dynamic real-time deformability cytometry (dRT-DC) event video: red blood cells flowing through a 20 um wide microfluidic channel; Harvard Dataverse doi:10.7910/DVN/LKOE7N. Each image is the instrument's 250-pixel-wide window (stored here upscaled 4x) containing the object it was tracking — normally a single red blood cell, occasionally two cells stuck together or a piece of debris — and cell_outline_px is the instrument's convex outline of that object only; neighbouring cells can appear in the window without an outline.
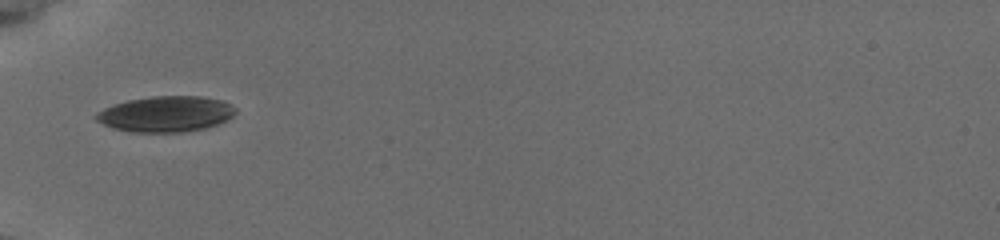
{"species": "common noctule bat (a hibernating species)", "species_latin": "Nyctalus noctula", "temperature_condition": "cold", "stored_images_in_passage": 26, "camera_frame_rate_fps": 3000, "um_per_image_px": 0.085, "animal": {"sex": "female", "body_mass_g": 19.5, "forearm_length_mm": 54.1}, "frame": {"image": 1, "passage_image": 1, "time_ms": 0.0, "image_size_px": [1000, 240], "cell_outline_px": [[236, 112], [228, 120], [220, 124], [208, 128], [184, 132], [132, 132], [112, 128], [96, 120], [92, 116], [104, 108], [128, 100], [152, 96], [200, 96], [220, 100], [232, 104], [236, 108]], "centroid_in_image_um": [14.13, 9.7], "position_along_channel_um": 70.9, "area_um2": 29.25}}
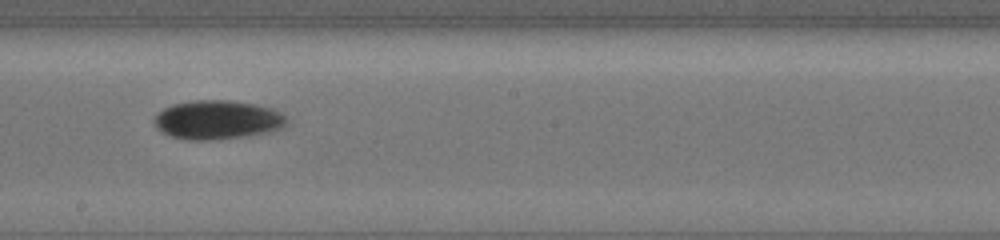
{"frame": {"image": 2, "passage_image": 15, "time_ms": 4.333, "image_size_px": [1000, 240], "cell_outline_px": [[288, 124], [284, 128], [272, 132], [248, 136], [216, 140], [188, 140], [168, 136], [156, 128], [156, 116], [164, 108], [176, 104], [196, 100], [224, 100], [252, 104], [268, 108], [284, 116]], "centroid_in_image_um": [18.49, 10.22], "position_along_channel_um": 229.7, "area_um2": 29.82}}
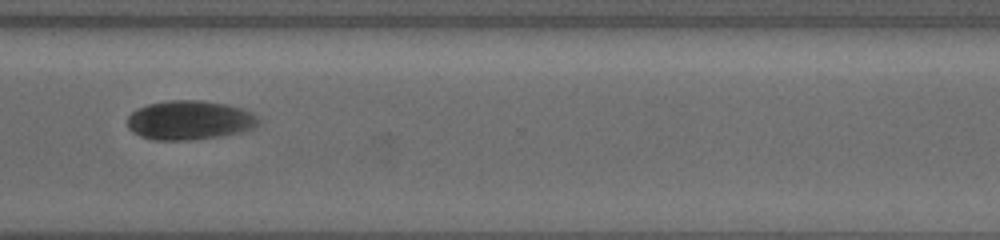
{"frame": {"image": 3, "passage_image": 25, "time_ms": 7.667, "image_size_px": [1000, 240], "cell_outline_px": [[256, 124], [252, 128], [240, 132], [220, 136], [188, 140], [152, 140], [140, 136], [132, 132], [128, 128], [128, 116], [136, 108], [148, 104], [172, 100], [200, 100], [224, 104], [240, 108], [248, 112], [256, 120]], "centroid_in_image_um": [16.0, 10.22], "position_along_channel_um": 354.6, "area_um2": 29.48}}